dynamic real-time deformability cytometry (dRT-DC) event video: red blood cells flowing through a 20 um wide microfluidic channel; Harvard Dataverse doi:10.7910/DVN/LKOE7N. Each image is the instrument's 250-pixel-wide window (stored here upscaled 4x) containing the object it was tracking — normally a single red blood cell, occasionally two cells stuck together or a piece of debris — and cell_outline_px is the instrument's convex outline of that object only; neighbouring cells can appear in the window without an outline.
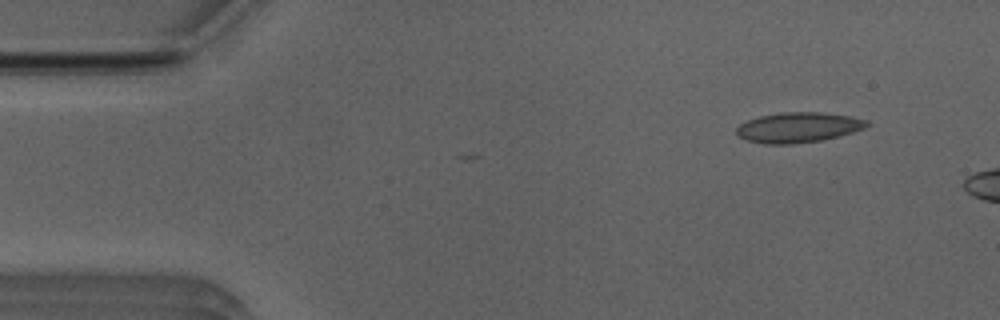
{"species": "Egyptian fruit bat (a non-hibernating species)", "species_latin": "Rousettus aegyptiacus", "temperature_condition": "room temperature", "stored_images_in_passage": 5, "camera_frame_rate_fps": 3000, "um_per_image_px": 0.085, "animal": {"sex": "male"}, "frame": {"image": 1, "passage_image": 1, "time_ms": 0.0, "image_size_px": [1000, 320], "cell_outline_px": [[872, 124], [864, 128], [852, 132], [820, 140], [792, 144], [764, 144], [748, 140], [740, 136], [736, 132], [736, 128], [740, 124], [748, 120], [760, 116], [780, 112], [820, 112], [852, 116], [864, 120]], "centroid_in_image_um": [67.85, 10.82], "position_along_channel_um": 17.2, "area_um2": 22.72}}